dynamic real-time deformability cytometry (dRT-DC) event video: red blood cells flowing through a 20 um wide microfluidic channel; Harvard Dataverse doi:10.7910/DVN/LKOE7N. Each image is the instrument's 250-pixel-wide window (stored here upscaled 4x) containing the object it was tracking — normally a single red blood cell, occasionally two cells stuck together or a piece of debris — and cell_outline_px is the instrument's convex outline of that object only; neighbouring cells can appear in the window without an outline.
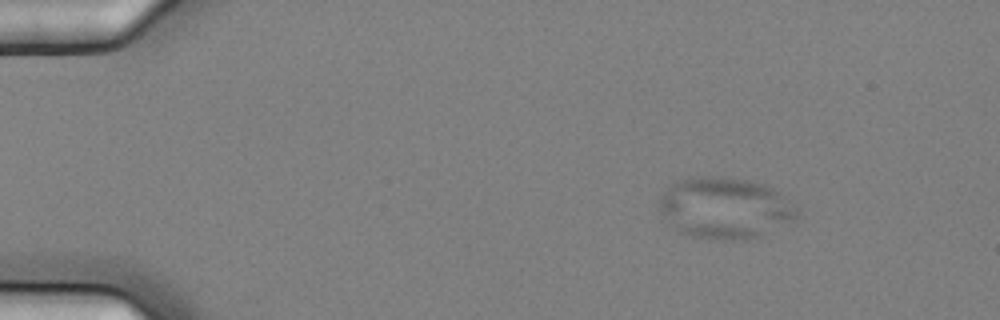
{"species": "common noctule bat (a hibernating species)", "species_latin": "Nyctalus noctula", "temperature_condition": "cold", "stored_images_in_passage": 3, "camera_frame_rate_fps": 3000, "um_per_image_px": 0.085, "animal": {"sex": "female", "body_mass_g": 25.1}, "frame": {"image": 1, "passage_image": 1, "time_ms": 0.0, "image_size_px": [1000, 320], "cell_outline_px": [[796, 220], [748, 240], [712, 240], [692, 236], [680, 232], [660, 212], [660, 196], [672, 180], [688, 176], [720, 176], [752, 180], [764, 184], [772, 188], [796, 208]], "centroid_in_image_um": [61.57, 17.66], "position_along_channel_um": 23.4, "area_um2": 49.36}}